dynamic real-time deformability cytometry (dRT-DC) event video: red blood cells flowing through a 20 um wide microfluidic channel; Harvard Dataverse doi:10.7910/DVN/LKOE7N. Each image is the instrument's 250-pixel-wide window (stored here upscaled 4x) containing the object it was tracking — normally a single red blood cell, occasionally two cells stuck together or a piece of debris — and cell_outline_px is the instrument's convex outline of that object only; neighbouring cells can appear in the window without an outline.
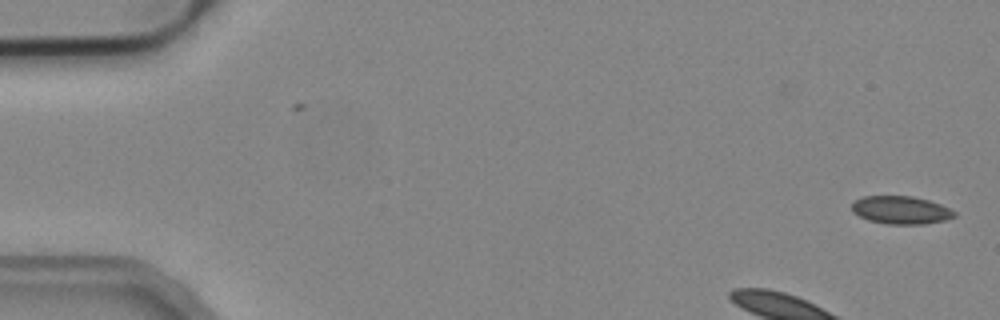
{"species": "common noctule bat (a hibernating species)", "species_latin": "Nyctalus noctula", "temperature_condition": "cold", "stored_images_in_passage": 50, "camera_frame_rate_fps": 3000, "um_per_image_px": 0.085, "animal": {"sex": "male", "body_mass_g": 19.2, "forearm_length_mm": 51.8}, "frame": {"image": 1, "passage_image": 1, "time_ms": 0.0, "image_size_px": [1000, 320], "cell_outline_px": [[956, 216], [944, 220], [924, 224], [888, 224], [868, 220], [852, 212], [852, 204], [856, 200], [864, 196], [912, 196], [928, 200], [940, 204], [956, 212]], "centroid_in_image_um": [76.57, 17.85], "position_along_channel_um": 8.4, "area_um2": 16.59}}
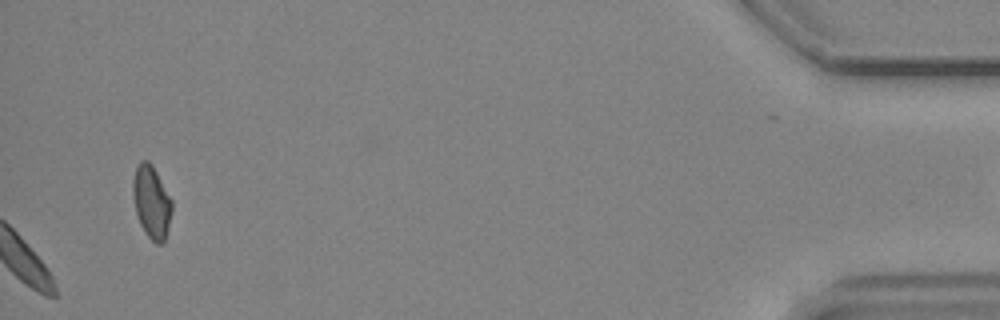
{"frame": {"image": 2, "passage_image": 50, "time_ms": 16.333, "image_size_px": [1000, 320], "cell_outline_px": [[172, 212], [164, 240], [160, 244], [156, 244], [148, 236], [140, 224], [136, 212], [132, 196], [132, 180], [136, 168], [140, 160], [148, 160], [152, 164], [172, 200]], "centroid_in_image_um": [12.86, 17.13], "position_along_channel_um": 422.3, "area_um2": 16.47}, "authors_computed_cell_mechanics": {"area_um2": 18.1781, "velocity_mm_per_s": 3.831, "shape_relaxation_time_tau1_ms": 6.887, "shape_relaxation_time_tau2_ms": null, "deformation_change_tau1": 0.0969, "deformation_change_tau2": null}}